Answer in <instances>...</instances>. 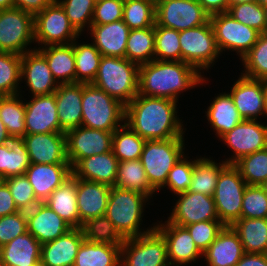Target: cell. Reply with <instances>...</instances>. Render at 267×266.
Returning a JSON list of instances; mask_svg holds the SVG:
<instances>
[{
  "label": "cell",
  "mask_w": 267,
  "mask_h": 266,
  "mask_svg": "<svg viewBox=\"0 0 267 266\" xmlns=\"http://www.w3.org/2000/svg\"><path fill=\"white\" fill-rule=\"evenodd\" d=\"M172 210L168 221L177 226L185 227L193 223L209 220H219L213 196L186 191Z\"/></svg>",
  "instance_id": "16"
},
{
  "label": "cell",
  "mask_w": 267,
  "mask_h": 266,
  "mask_svg": "<svg viewBox=\"0 0 267 266\" xmlns=\"http://www.w3.org/2000/svg\"><path fill=\"white\" fill-rule=\"evenodd\" d=\"M184 146V138L145 141L140 161L156 191L165 185L169 171L184 156Z\"/></svg>",
  "instance_id": "6"
},
{
  "label": "cell",
  "mask_w": 267,
  "mask_h": 266,
  "mask_svg": "<svg viewBox=\"0 0 267 266\" xmlns=\"http://www.w3.org/2000/svg\"><path fill=\"white\" fill-rule=\"evenodd\" d=\"M210 20V15L198 0H158L156 2V23L159 26L187 30L201 26Z\"/></svg>",
  "instance_id": "13"
},
{
  "label": "cell",
  "mask_w": 267,
  "mask_h": 266,
  "mask_svg": "<svg viewBox=\"0 0 267 266\" xmlns=\"http://www.w3.org/2000/svg\"><path fill=\"white\" fill-rule=\"evenodd\" d=\"M245 73L252 79H267V32L261 33L251 50L241 58Z\"/></svg>",
  "instance_id": "47"
},
{
  "label": "cell",
  "mask_w": 267,
  "mask_h": 266,
  "mask_svg": "<svg viewBox=\"0 0 267 266\" xmlns=\"http://www.w3.org/2000/svg\"><path fill=\"white\" fill-rule=\"evenodd\" d=\"M125 121V105L91 83H82L81 126L114 132Z\"/></svg>",
  "instance_id": "4"
},
{
  "label": "cell",
  "mask_w": 267,
  "mask_h": 266,
  "mask_svg": "<svg viewBox=\"0 0 267 266\" xmlns=\"http://www.w3.org/2000/svg\"><path fill=\"white\" fill-rule=\"evenodd\" d=\"M21 81L26 80L33 96L48 95L58 88L45 57L36 49L21 55Z\"/></svg>",
  "instance_id": "21"
},
{
  "label": "cell",
  "mask_w": 267,
  "mask_h": 266,
  "mask_svg": "<svg viewBox=\"0 0 267 266\" xmlns=\"http://www.w3.org/2000/svg\"><path fill=\"white\" fill-rule=\"evenodd\" d=\"M228 13L235 20L257 30L260 34L266 32L265 10L258 2L230 6Z\"/></svg>",
  "instance_id": "51"
},
{
  "label": "cell",
  "mask_w": 267,
  "mask_h": 266,
  "mask_svg": "<svg viewBox=\"0 0 267 266\" xmlns=\"http://www.w3.org/2000/svg\"><path fill=\"white\" fill-rule=\"evenodd\" d=\"M181 61L194 66L198 71L209 69L221 54L210 20L187 30L179 31Z\"/></svg>",
  "instance_id": "7"
},
{
  "label": "cell",
  "mask_w": 267,
  "mask_h": 266,
  "mask_svg": "<svg viewBox=\"0 0 267 266\" xmlns=\"http://www.w3.org/2000/svg\"><path fill=\"white\" fill-rule=\"evenodd\" d=\"M25 104L26 135L44 133H65L60 127L55 92L33 96Z\"/></svg>",
  "instance_id": "17"
},
{
  "label": "cell",
  "mask_w": 267,
  "mask_h": 266,
  "mask_svg": "<svg viewBox=\"0 0 267 266\" xmlns=\"http://www.w3.org/2000/svg\"><path fill=\"white\" fill-rule=\"evenodd\" d=\"M227 165L225 161L218 165L215 161L205 157L196 159L192 171V182L188 191L213 196L220 172Z\"/></svg>",
  "instance_id": "39"
},
{
  "label": "cell",
  "mask_w": 267,
  "mask_h": 266,
  "mask_svg": "<svg viewBox=\"0 0 267 266\" xmlns=\"http://www.w3.org/2000/svg\"><path fill=\"white\" fill-rule=\"evenodd\" d=\"M28 232L41 244L51 242L72 227L54 212L46 203L39 202L26 211Z\"/></svg>",
  "instance_id": "22"
},
{
  "label": "cell",
  "mask_w": 267,
  "mask_h": 266,
  "mask_svg": "<svg viewBox=\"0 0 267 266\" xmlns=\"http://www.w3.org/2000/svg\"><path fill=\"white\" fill-rule=\"evenodd\" d=\"M233 165L247 185L267 184V148L246 155Z\"/></svg>",
  "instance_id": "45"
},
{
  "label": "cell",
  "mask_w": 267,
  "mask_h": 266,
  "mask_svg": "<svg viewBox=\"0 0 267 266\" xmlns=\"http://www.w3.org/2000/svg\"><path fill=\"white\" fill-rule=\"evenodd\" d=\"M64 9L73 27L81 34L85 25L91 27L96 0H56Z\"/></svg>",
  "instance_id": "50"
},
{
  "label": "cell",
  "mask_w": 267,
  "mask_h": 266,
  "mask_svg": "<svg viewBox=\"0 0 267 266\" xmlns=\"http://www.w3.org/2000/svg\"><path fill=\"white\" fill-rule=\"evenodd\" d=\"M177 102L138 94L125 106V123L145 140L183 138V124L177 117Z\"/></svg>",
  "instance_id": "1"
},
{
  "label": "cell",
  "mask_w": 267,
  "mask_h": 266,
  "mask_svg": "<svg viewBox=\"0 0 267 266\" xmlns=\"http://www.w3.org/2000/svg\"><path fill=\"white\" fill-rule=\"evenodd\" d=\"M241 218H267V190L264 185H247L242 200Z\"/></svg>",
  "instance_id": "49"
},
{
  "label": "cell",
  "mask_w": 267,
  "mask_h": 266,
  "mask_svg": "<svg viewBox=\"0 0 267 266\" xmlns=\"http://www.w3.org/2000/svg\"><path fill=\"white\" fill-rule=\"evenodd\" d=\"M28 232L26 211L0 217V248Z\"/></svg>",
  "instance_id": "55"
},
{
  "label": "cell",
  "mask_w": 267,
  "mask_h": 266,
  "mask_svg": "<svg viewBox=\"0 0 267 266\" xmlns=\"http://www.w3.org/2000/svg\"><path fill=\"white\" fill-rule=\"evenodd\" d=\"M34 43V16L19 8L0 10V51L23 55Z\"/></svg>",
  "instance_id": "11"
},
{
  "label": "cell",
  "mask_w": 267,
  "mask_h": 266,
  "mask_svg": "<svg viewBox=\"0 0 267 266\" xmlns=\"http://www.w3.org/2000/svg\"><path fill=\"white\" fill-rule=\"evenodd\" d=\"M234 151V156L226 159L227 164H234L240 158L267 148V125L257 120H243L231 131L220 137Z\"/></svg>",
  "instance_id": "15"
},
{
  "label": "cell",
  "mask_w": 267,
  "mask_h": 266,
  "mask_svg": "<svg viewBox=\"0 0 267 266\" xmlns=\"http://www.w3.org/2000/svg\"><path fill=\"white\" fill-rule=\"evenodd\" d=\"M246 187V182L233 164H228L220 172L213 198L218 218L225 226H231L241 218Z\"/></svg>",
  "instance_id": "8"
},
{
  "label": "cell",
  "mask_w": 267,
  "mask_h": 266,
  "mask_svg": "<svg viewBox=\"0 0 267 266\" xmlns=\"http://www.w3.org/2000/svg\"><path fill=\"white\" fill-rule=\"evenodd\" d=\"M145 141L124 123L113 132L112 152L119 161L140 159Z\"/></svg>",
  "instance_id": "42"
},
{
  "label": "cell",
  "mask_w": 267,
  "mask_h": 266,
  "mask_svg": "<svg viewBox=\"0 0 267 266\" xmlns=\"http://www.w3.org/2000/svg\"><path fill=\"white\" fill-rule=\"evenodd\" d=\"M224 227L220 220L201 221L185 226L202 253L209 248Z\"/></svg>",
  "instance_id": "53"
},
{
  "label": "cell",
  "mask_w": 267,
  "mask_h": 266,
  "mask_svg": "<svg viewBox=\"0 0 267 266\" xmlns=\"http://www.w3.org/2000/svg\"><path fill=\"white\" fill-rule=\"evenodd\" d=\"M46 59L53 78L58 84L76 83L73 44L49 45L37 49ZM60 80V81H59Z\"/></svg>",
  "instance_id": "31"
},
{
  "label": "cell",
  "mask_w": 267,
  "mask_h": 266,
  "mask_svg": "<svg viewBox=\"0 0 267 266\" xmlns=\"http://www.w3.org/2000/svg\"><path fill=\"white\" fill-rule=\"evenodd\" d=\"M235 266H267V254L245 253Z\"/></svg>",
  "instance_id": "60"
},
{
  "label": "cell",
  "mask_w": 267,
  "mask_h": 266,
  "mask_svg": "<svg viewBox=\"0 0 267 266\" xmlns=\"http://www.w3.org/2000/svg\"><path fill=\"white\" fill-rule=\"evenodd\" d=\"M198 3L210 16L229 10L228 0H198Z\"/></svg>",
  "instance_id": "59"
},
{
  "label": "cell",
  "mask_w": 267,
  "mask_h": 266,
  "mask_svg": "<svg viewBox=\"0 0 267 266\" xmlns=\"http://www.w3.org/2000/svg\"><path fill=\"white\" fill-rule=\"evenodd\" d=\"M71 175L70 164H31L25 172L40 202H44Z\"/></svg>",
  "instance_id": "25"
},
{
  "label": "cell",
  "mask_w": 267,
  "mask_h": 266,
  "mask_svg": "<svg viewBox=\"0 0 267 266\" xmlns=\"http://www.w3.org/2000/svg\"><path fill=\"white\" fill-rule=\"evenodd\" d=\"M183 156L169 171L165 185L175 194H180L189 190L192 182V171L195 160L189 161Z\"/></svg>",
  "instance_id": "54"
},
{
  "label": "cell",
  "mask_w": 267,
  "mask_h": 266,
  "mask_svg": "<svg viewBox=\"0 0 267 266\" xmlns=\"http://www.w3.org/2000/svg\"><path fill=\"white\" fill-rule=\"evenodd\" d=\"M248 2H256V0H228L229 7L236 4L248 3Z\"/></svg>",
  "instance_id": "63"
},
{
  "label": "cell",
  "mask_w": 267,
  "mask_h": 266,
  "mask_svg": "<svg viewBox=\"0 0 267 266\" xmlns=\"http://www.w3.org/2000/svg\"><path fill=\"white\" fill-rule=\"evenodd\" d=\"M264 91H265V116H267V79L264 80Z\"/></svg>",
  "instance_id": "64"
},
{
  "label": "cell",
  "mask_w": 267,
  "mask_h": 266,
  "mask_svg": "<svg viewBox=\"0 0 267 266\" xmlns=\"http://www.w3.org/2000/svg\"><path fill=\"white\" fill-rule=\"evenodd\" d=\"M120 266H170L163 236L153 229L144 235L124 239Z\"/></svg>",
  "instance_id": "9"
},
{
  "label": "cell",
  "mask_w": 267,
  "mask_h": 266,
  "mask_svg": "<svg viewBox=\"0 0 267 266\" xmlns=\"http://www.w3.org/2000/svg\"><path fill=\"white\" fill-rule=\"evenodd\" d=\"M231 227L238 234L245 253L267 254V218H240Z\"/></svg>",
  "instance_id": "33"
},
{
  "label": "cell",
  "mask_w": 267,
  "mask_h": 266,
  "mask_svg": "<svg viewBox=\"0 0 267 266\" xmlns=\"http://www.w3.org/2000/svg\"><path fill=\"white\" fill-rule=\"evenodd\" d=\"M206 113L208 122L219 138L243 121L229 93L215 97Z\"/></svg>",
  "instance_id": "34"
},
{
  "label": "cell",
  "mask_w": 267,
  "mask_h": 266,
  "mask_svg": "<svg viewBox=\"0 0 267 266\" xmlns=\"http://www.w3.org/2000/svg\"><path fill=\"white\" fill-rule=\"evenodd\" d=\"M244 254L238 234L231 226H225L203 256L208 266H235Z\"/></svg>",
  "instance_id": "29"
},
{
  "label": "cell",
  "mask_w": 267,
  "mask_h": 266,
  "mask_svg": "<svg viewBox=\"0 0 267 266\" xmlns=\"http://www.w3.org/2000/svg\"><path fill=\"white\" fill-rule=\"evenodd\" d=\"M149 198L136 191L111 187L105 216L124 239L144 235L155 229L153 226L143 232L139 230L143 206Z\"/></svg>",
  "instance_id": "5"
},
{
  "label": "cell",
  "mask_w": 267,
  "mask_h": 266,
  "mask_svg": "<svg viewBox=\"0 0 267 266\" xmlns=\"http://www.w3.org/2000/svg\"><path fill=\"white\" fill-rule=\"evenodd\" d=\"M123 21L130 30L156 24V2L153 0H124Z\"/></svg>",
  "instance_id": "44"
},
{
  "label": "cell",
  "mask_w": 267,
  "mask_h": 266,
  "mask_svg": "<svg viewBox=\"0 0 267 266\" xmlns=\"http://www.w3.org/2000/svg\"><path fill=\"white\" fill-rule=\"evenodd\" d=\"M80 229L84 239L92 243L122 246L124 242V238L105 215L87 219L82 223Z\"/></svg>",
  "instance_id": "43"
},
{
  "label": "cell",
  "mask_w": 267,
  "mask_h": 266,
  "mask_svg": "<svg viewBox=\"0 0 267 266\" xmlns=\"http://www.w3.org/2000/svg\"><path fill=\"white\" fill-rule=\"evenodd\" d=\"M261 6H266L267 5V0H256Z\"/></svg>",
  "instance_id": "65"
},
{
  "label": "cell",
  "mask_w": 267,
  "mask_h": 266,
  "mask_svg": "<svg viewBox=\"0 0 267 266\" xmlns=\"http://www.w3.org/2000/svg\"><path fill=\"white\" fill-rule=\"evenodd\" d=\"M166 222L165 225L162 223L155 226V229L166 242L170 266L186 265L203 255L185 227L177 226L168 220Z\"/></svg>",
  "instance_id": "19"
},
{
  "label": "cell",
  "mask_w": 267,
  "mask_h": 266,
  "mask_svg": "<svg viewBox=\"0 0 267 266\" xmlns=\"http://www.w3.org/2000/svg\"><path fill=\"white\" fill-rule=\"evenodd\" d=\"M79 35L56 0L34 16V41L44 47L71 44Z\"/></svg>",
  "instance_id": "10"
},
{
  "label": "cell",
  "mask_w": 267,
  "mask_h": 266,
  "mask_svg": "<svg viewBox=\"0 0 267 266\" xmlns=\"http://www.w3.org/2000/svg\"><path fill=\"white\" fill-rule=\"evenodd\" d=\"M138 80L139 65L126 58L102 56L91 84L126 106L138 95Z\"/></svg>",
  "instance_id": "3"
},
{
  "label": "cell",
  "mask_w": 267,
  "mask_h": 266,
  "mask_svg": "<svg viewBox=\"0 0 267 266\" xmlns=\"http://www.w3.org/2000/svg\"><path fill=\"white\" fill-rule=\"evenodd\" d=\"M229 94L243 120H257L259 115H265L264 80L241 75Z\"/></svg>",
  "instance_id": "18"
},
{
  "label": "cell",
  "mask_w": 267,
  "mask_h": 266,
  "mask_svg": "<svg viewBox=\"0 0 267 266\" xmlns=\"http://www.w3.org/2000/svg\"><path fill=\"white\" fill-rule=\"evenodd\" d=\"M124 0H96L91 25H104L123 20Z\"/></svg>",
  "instance_id": "56"
},
{
  "label": "cell",
  "mask_w": 267,
  "mask_h": 266,
  "mask_svg": "<svg viewBox=\"0 0 267 266\" xmlns=\"http://www.w3.org/2000/svg\"><path fill=\"white\" fill-rule=\"evenodd\" d=\"M155 60L181 61L179 31L155 24Z\"/></svg>",
  "instance_id": "48"
},
{
  "label": "cell",
  "mask_w": 267,
  "mask_h": 266,
  "mask_svg": "<svg viewBox=\"0 0 267 266\" xmlns=\"http://www.w3.org/2000/svg\"><path fill=\"white\" fill-rule=\"evenodd\" d=\"M264 10H265L266 32H267V5L264 6Z\"/></svg>",
  "instance_id": "67"
},
{
  "label": "cell",
  "mask_w": 267,
  "mask_h": 266,
  "mask_svg": "<svg viewBox=\"0 0 267 266\" xmlns=\"http://www.w3.org/2000/svg\"><path fill=\"white\" fill-rule=\"evenodd\" d=\"M15 204L20 211L31 210L40 201L36 198L32 185L24 175L11 176L5 179Z\"/></svg>",
  "instance_id": "52"
},
{
  "label": "cell",
  "mask_w": 267,
  "mask_h": 266,
  "mask_svg": "<svg viewBox=\"0 0 267 266\" xmlns=\"http://www.w3.org/2000/svg\"><path fill=\"white\" fill-rule=\"evenodd\" d=\"M24 142L31 164H69L65 133L29 134Z\"/></svg>",
  "instance_id": "20"
},
{
  "label": "cell",
  "mask_w": 267,
  "mask_h": 266,
  "mask_svg": "<svg viewBox=\"0 0 267 266\" xmlns=\"http://www.w3.org/2000/svg\"><path fill=\"white\" fill-rule=\"evenodd\" d=\"M204 81L201 72L188 63L154 59L139 66L138 94L178 102L181 91Z\"/></svg>",
  "instance_id": "2"
},
{
  "label": "cell",
  "mask_w": 267,
  "mask_h": 266,
  "mask_svg": "<svg viewBox=\"0 0 267 266\" xmlns=\"http://www.w3.org/2000/svg\"><path fill=\"white\" fill-rule=\"evenodd\" d=\"M72 44L74 46L76 83H92L98 72L102 58L101 53L93 43L77 44L75 39Z\"/></svg>",
  "instance_id": "41"
},
{
  "label": "cell",
  "mask_w": 267,
  "mask_h": 266,
  "mask_svg": "<svg viewBox=\"0 0 267 266\" xmlns=\"http://www.w3.org/2000/svg\"><path fill=\"white\" fill-rule=\"evenodd\" d=\"M80 228H72L57 239L42 244L40 266H74L84 241Z\"/></svg>",
  "instance_id": "24"
},
{
  "label": "cell",
  "mask_w": 267,
  "mask_h": 266,
  "mask_svg": "<svg viewBox=\"0 0 267 266\" xmlns=\"http://www.w3.org/2000/svg\"><path fill=\"white\" fill-rule=\"evenodd\" d=\"M54 0H14V7L19 8L35 16Z\"/></svg>",
  "instance_id": "58"
},
{
  "label": "cell",
  "mask_w": 267,
  "mask_h": 266,
  "mask_svg": "<svg viewBox=\"0 0 267 266\" xmlns=\"http://www.w3.org/2000/svg\"><path fill=\"white\" fill-rule=\"evenodd\" d=\"M20 211L11 195L6 183L0 187V217L11 215Z\"/></svg>",
  "instance_id": "57"
},
{
  "label": "cell",
  "mask_w": 267,
  "mask_h": 266,
  "mask_svg": "<svg viewBox=\"0 0 267 266\" xmlns=\"http://www.w3.org/2000/svg\"><path fill=\"white\" fill-rule=\"evenodd\" d=\"M14 8V0H0V10Z\"/></svg>",
  "instance_id": "62"
},
{
  "label": "cell",
  "mask_w": 267,
  "mask_h": 266,
  "mask_svg": "<svg viewBox=\"0 0 267 266\" xmlns=\"http://www.w3.org/2000/svg\"><path fill=\"white\" fill-rule=\"evenodd\" d=\"M30 165L24 137H10L0 146V173L5 178L24 175Z\"/></svg>",
  "instance_id": "35"
},
{
  "label": "cell",
  "mask_w": 267,
  "mask_h": 266,
  "mask_svg": "<svg viewBox=\"0 0 267 266\" xmlns=\"http://www.w3.org/2000/svg\"><path fill=\"white\" fill-rule=\"evenodd\" d=\"M154 55L155 26L130 30L125 58L140 66L153 61Z\"/></svg>",
  "instance_id": "38"
},
{
  "label": "cell",
  "mask_w": 267,
  "mask_h": 266,
  "mask_svg": "<svg viewBox=\"0 0 267 266\" xmlns=\"http://www.w3.org/2000/svg\"><path fill=\"white\" fill-rule=\"evenodd\" d=\"M5 177L0 173V187L5 183Z\"/></svg>",
  "instance_id": "66"
},
{
  "label": "cell",
  "mask_w": 267,
  "mask_h": 266,
  "mask_svg": "<svg viewBox=\"0 0 267 266\" xmlns=\"http://www.w3.org/2000/svg\"><path fill=\"white\" fill-rule=\"evenodd\" d=\"M120 189H128L151 197L156 191L149 183L140 159L119 161L116 183Z\"/></svg>",
  "instance_id": "37"
},
{
  "label": "cell",
  "mask_w": 267,
  "mask_h": 266,
  "mask_svg": "<svg viewBox=\"0 0 267 266\" xmlns=\"http://www.w3.org/2000/svg\"><path fill=\"white\" fill-rule=\"evenodd\" d=\"M93 44L102 56L125 58L130 28L123 20L104 25H91Z\"/></svg>",
  "instance_id": "27"
},
{
  "label": "cell",
  "mask_w": 267,
  "mask_h": 266,
  "mask_svg": "<svg viewBox=\"0 0 267 266\" xmlns=\"http://www.w3.org/2000/svg\"><path fill=\"white\" fill-rule=\"evenodd\" d=\"M210 22L220 53L225 49L233 50L239 53L240 59L251 50L260 35L257 30L235 20L228 12L211 15Z\"/></svg>",
  "instance_id": "12"
},
{
  "label": "cell",
  "mask_w": 267,
  "mask_h": 266,
  "mask_svg": "<svg viewBox=\"0 0 267 266\" xmlns=\"http://www.w3.org/2000/svg\"><path fill=\"white\" fill-rule=\"evenodd\" d=\"M25 104L19 94L0 96V119L11 137L26 135Z\"/></svg>",
  "instance_id": "40"
},
{
  "label": "cell",
  "mask_w": 267,
  "mask_h": 266,
  "mask_svg": "<svg viewBox=\"0 0 267 266\" xmlns=\"http://www.w3.org/2000/svg\"><path fill=\"white\" fill-rule=\"evenodd\" d=\"M65 135L66 156L72 169L84 158L112 151L113 132L79 126Z\"/></svg>",
  "instance_id": "14"
},
{
  "label": "cell",
  "mask_w": 267,
  "mask_h": 266,
  "mask_svg": "<svg viewBox=\"0 0 267 266\" xmlns=\"http://www.w3.org/2000/svg\"><path fill=\"white\" fill-rule=\"evenodd\" d=\"M72 228H79V212L76 196V177L72 174L44 201Z\"/></svg>",
  "instance_id": "32"
},
{
  "label": "cell",
  "mask_w": 267,
  "mask_h": 266,
  "mask_svg": "<svg viewBox=\"0 0 267 266\" xmlns=\"http://www.w3.org/2000/svg\"><path fill=\"white\" fill-rule=\"evenodd\" d=\"M121 246L92 243L84 240L74 266H120Z\"/></svg>",
  "instance_id": "36"
},
{
  "label": "cell",
  "mask_w": 267,
  "mask_h": 266,
  "mask_svg": "<svg viewBox=\"0 0 267 266\" xmlns=\"http://www.w3.org/2000/svg\"><path fill=\"white\" fill-rule=\"evenodd\" d=\"M11 136L8 134L6 126L0 119V146L6 144Z\"/></svg>",
  "instance_id": "61"
},
{
  "label": "cell",
  "mask_w": 267,
  "mask_h": 266,
  "mask_svg": "<svg viewBox=\"0 0 267 266\" xmlns=\"http://www.w3.org/2000/svg\"><path fill=\"white\" fill-rule=\"evenodd\" d=\"M21 55L0 51V96L20 94Z\"/></svg>",
  "instance_id": "46"
},
{
  "label": "cell",
  "mask_w": 267,
  "mask_h": 266,
  "mask_svg": "<svg viewBox=\"0 0 267 266\" xmlns=\"http://www.w3.org/2000/svg\"><path fill=\"white\" fill-rule=\"evenodd\" d=\"M60 127L66 132L81 126L82 83L59 84L55 91Z\"/></svg>",
  "instance_id": "30"
},
{
  "label": "cell",
  "mask_w": 267,
  "mask_h": 266,
  "mask_svg": "<svg viewBox=\"0 0 267 266\" xmlns=\"http://www.w3.org/2000/svg\"><path fill=\"white\" fill-rule=\"evenodd\" d=\"M42 244L29 232L0 248V266H40Z\"/></svg>",
  "instance_id": "28"
},
{
  "label": "cell",
  "mask_w": 267,
  "mask_h": 266,
  "mask_svg": "<svg viewBox=\"0 0 267 266\" xmlns=\"http://www.w3.org/2000/svg\"><path fill=\"white\" fill-rule=\"evenodd\" d=\"M111 187L109 185L76 178V196L79 228L87 219L106 213Z\"/></svg>",
  "instance_id": "23"
},
{
  "label": "cell",
  "mask_w": 267,
  "mask_h": 266,
  "mask_svg": "<svg viewBox=\"0 0 267 266\" xmlns=\"http://www.w3.org/2000/svg\"><path fill=\"white\" fill-rule=\"evenodd\" d=\"M119 160L112 151L82 159L72 174L79 179L103 183L113 187L116 183Z\"/></svg>",
  "instance_id": "26"
}]
</instances>
